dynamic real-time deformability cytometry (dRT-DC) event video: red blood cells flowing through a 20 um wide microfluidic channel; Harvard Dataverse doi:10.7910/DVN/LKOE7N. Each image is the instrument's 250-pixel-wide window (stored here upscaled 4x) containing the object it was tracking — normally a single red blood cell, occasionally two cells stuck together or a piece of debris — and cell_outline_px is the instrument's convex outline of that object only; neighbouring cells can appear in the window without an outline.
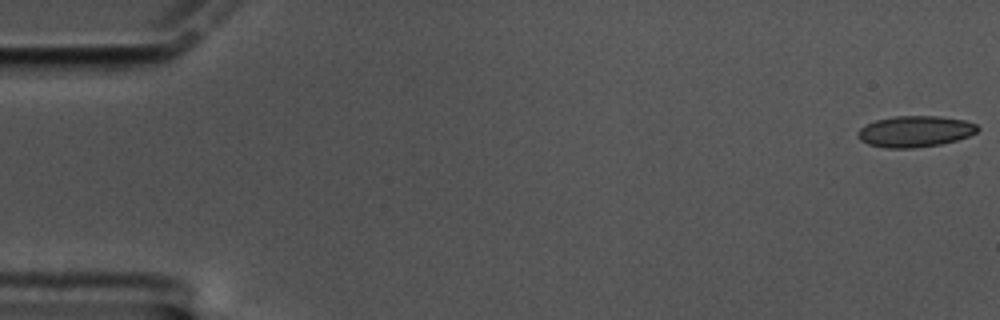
{"species": "common noctule bat (a hibernating species)", "species_latin": "Nyctalus noctula", "temperature_condition": "cold", "stored_images_in_passage": 59, "camera_frame_rate_fps": 3000, "um_per_image_px": 0.085, "animal": {"sex": "male", "body_mass_g": 17.5, "forearm_length_mm": 52.3}, "frame": {"image": 1, "passage_image": 1, "time_ms": 0.0, "image_size_px": [1000, 320], "cell_outline_px": [[980, 128], [976, 132], [968, 136], [956, 140], [940, 144], [912, 148], [884, 148], [868, 144], [860, 140], [856, 136], [856, 132], [864, 124], [876, 120], [896, 116], [940, 116], [964, 120], [976, 124]], "centroid_in_image_um": [77.74, 11.17], "position_along_channel_um": 7.3, "area_um2": 21.85}}
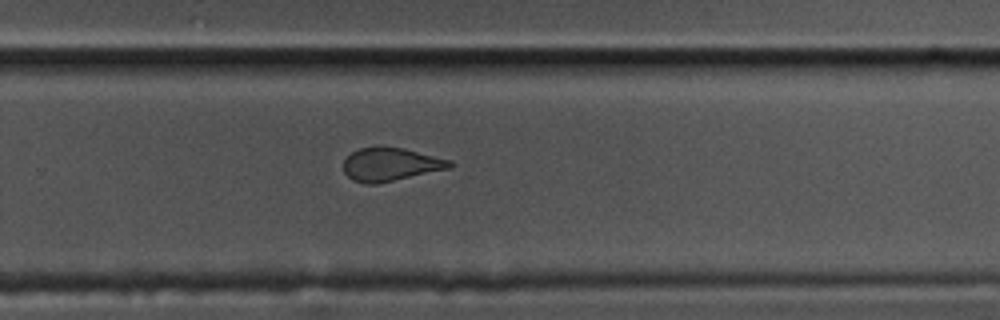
{"frame": {"image": 2, "passage_image": 39, "time_ms": 12.667, "image_size_px": [1000, 320], "cell_outline_px": [[452, 168], [376, 184], [364, 184], [352, 180], [344, 172], [344, 160], [352, 152], [360, 148], [376, 144], [380, 144], [404, 148], [452, 160]], "centroid_in_image_um": [33.19, 13.94], "position_along_channel_um": 296.6, "area_um2": 21.1}}
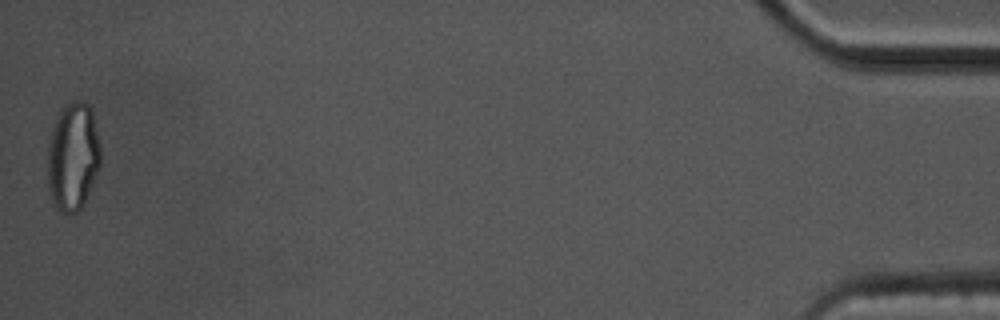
{"frame": {"image": 3, "passage_image": 59, "time_ms": 19.333, "image_size_px": [1000, 320], "cell_outline_px": [[100, 164], [88, 192], [80, 208], [76, 212], [68, 216], [56, 208], [52, 200], [48, 188], [48, 144], [52, 128], [56, 116], [64, 104], [68, 100], [80, 100], [88, 104], [92, 108], [100, 148]], "centroid_in_image_um": [6.17, 13.26], "position_along_channel_um": 429.0, "area_um2": 33.52}, "authors_computed_cell_mechanics": {"area_um2": 21.7328, "velocity_mm_per_s": 3.3933, "shape_relaxation_time_tau1_ms": null, "shape_relaxation_time_tau2_ms": 1.7495, "deformation_change_tau1": null, "deformation_change_tau2": 0.0718}}